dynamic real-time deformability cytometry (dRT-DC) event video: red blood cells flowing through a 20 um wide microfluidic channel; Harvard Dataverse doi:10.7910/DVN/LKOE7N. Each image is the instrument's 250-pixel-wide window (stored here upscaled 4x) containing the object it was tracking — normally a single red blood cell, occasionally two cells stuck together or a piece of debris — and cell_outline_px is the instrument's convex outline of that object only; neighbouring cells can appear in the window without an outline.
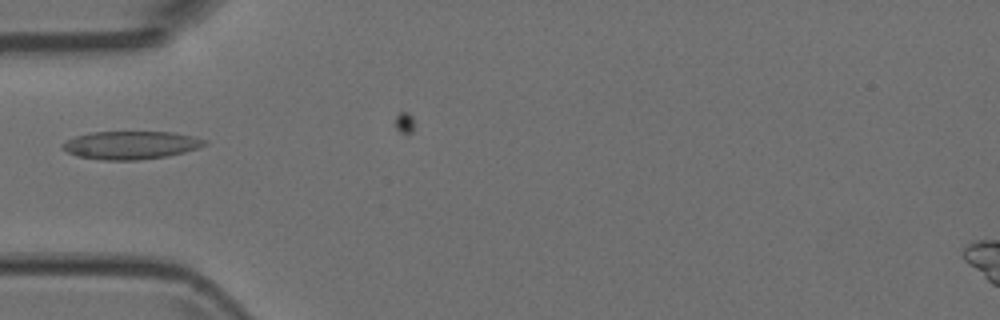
{"species": "Egyptian fruit bat (a non-hibernating species)", "species_latin": "Rousettus aegyptiacus", "temperature_condition": "room temperature", "stored_images_in_passage": 3, "camera_frame_rate_fps": 3000, "um_per_image_px": 0.085, "animal": {"sex": "female"}, "frame": {"image": 1, "passage_image": 2, "time_ms": 0.333, "image_size_px": [1000, 320], "cell_outline_px": [[208, 144], [184, 152], [168, 156], [136, 160], [100, 160], [76, 156], [60, 148], [60, 144], [76, 136], [92, 132], [172, 132], [192, 136], [208, 140]], "centroid_in_image_um": [11.1, 12.34], "position_along_channel_um": 73.9, "area_um2": 23.29}}